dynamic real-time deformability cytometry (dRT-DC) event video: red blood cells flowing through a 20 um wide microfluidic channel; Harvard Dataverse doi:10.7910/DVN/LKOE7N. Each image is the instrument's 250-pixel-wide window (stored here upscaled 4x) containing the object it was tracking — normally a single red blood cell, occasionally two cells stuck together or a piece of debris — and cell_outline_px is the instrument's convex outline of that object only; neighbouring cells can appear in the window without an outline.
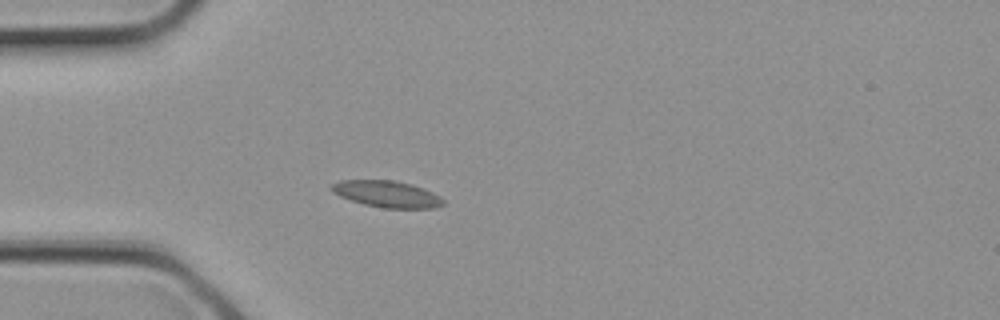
{"species": "common noctule bat (a hibernating species)", "species_latin": "Nyctalus noctula", "temperature_condition": "cold", "stored_images_in_passage": 2, "camera_frame_rate_fps": 3000, "um_per_image_px": 0.085, "animal": {"sex": "female", "body_mass_g": 21.9}, "frame": {"image": 1, "passage_image": 2, "time_ms": 0.333, "image_size_px": [1000, 320], "cell_outline_px": [[444, 204], [436, 208], [384, 208], [364, 204], [340, 196], [332, 192], [328, 188], [332, 184], [340, 180], [392, 180], [408, 184], [432, 192], [440, 196], [444, 200]], "centroid_in_image_um": [32.86, 16.5], "position_along_channel_um": 52.1, "area_um2": 17.11}}